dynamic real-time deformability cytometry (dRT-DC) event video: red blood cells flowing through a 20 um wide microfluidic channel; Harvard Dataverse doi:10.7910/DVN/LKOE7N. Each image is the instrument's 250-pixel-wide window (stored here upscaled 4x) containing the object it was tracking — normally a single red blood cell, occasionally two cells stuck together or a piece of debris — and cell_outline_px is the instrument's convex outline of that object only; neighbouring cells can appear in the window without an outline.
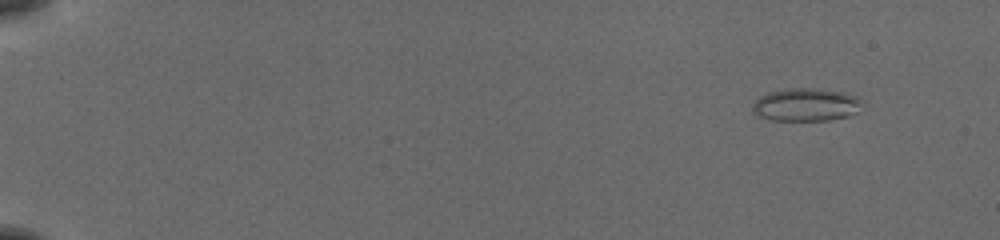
{"species": "common noctule bat (a hibernating species)", "species_latin": "Nyctalus noctula", "temperature_condition": "cold", "stored_images_in_passage": 55, "camera_frame_rate_fps": 3000, "um_per_image_px": 0.085, "animal": {"sex": "female", "body_mass_g": 19.5, "forearm_length_mm": 54.1}, "frame": {"image": 1, "passage_image": 5, "time_ms": 1.333, "image_size_px": [1000, 240], "cell_outline_px": [[860, 112], [848, 116], [828, 120], [772, 120], [756, 116], [752, 112], [752, 104], [760, 96], [768, 92], [788, 88], [820, 88], [848, 92], [860, 96]], "centroid_in_image_um": [68.53, 8.89], "position_along_channel_um": 16.5, "area_um2": 21.5}}
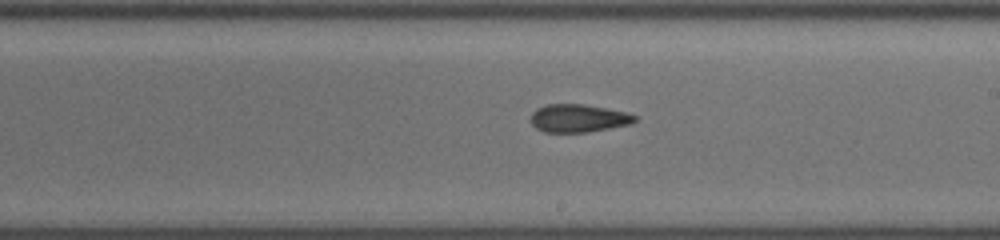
{"frame": {"image": 2, "passage_image": 34, "time_ms": 11.0, "image_size_px": [1000, 240], "cell_outline_px": [[636, 120], [632, 124], [588, 132], [544, 132], [536, 128], [528, 120], [532, 112], [536, 108], [548, 104], [584, 104], [608, 108], [628, 112], [636, 116]], "centroid_in_image_um": [49.15, 10.04], "position_along_channel_um": 239.9, "area_um2": 17.22}}
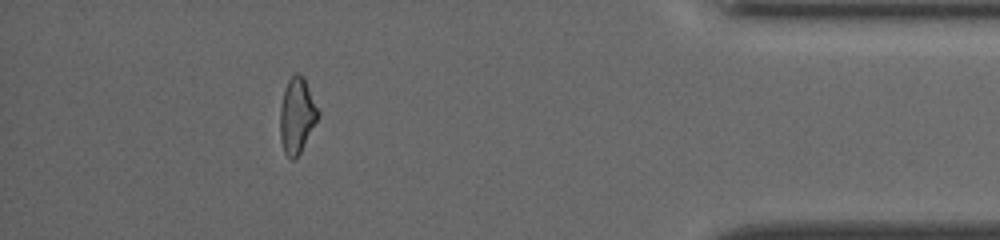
{"frame": {"image": 3, "passage_image": 50, "time_ms": 16.333, "image_size_px": [1000, 240], "cell_outline_px": [[320, 116], [300, 152], [292, 160], [284, 152], [280, 140], [280, 108], [284, 88], [288, 80], [296, 72], [300, 72], [304, 76], [320, 112]], "centroid_in_image_um": [25.25, 9.77], "position_along_channel_um": 410.0, "area_um2": 16.88}, "authors_computed_cell_mechanics": {"area_um2": 17.5134, "velocity_mm_per_s": 3.9024, "shape_relaxation_time_tau1_ms": null, "shape_relaxation_time_tau2_ms": 3.6048, "deformation_change_tau1": null, "deformation_change_tau2": 0.1225}}